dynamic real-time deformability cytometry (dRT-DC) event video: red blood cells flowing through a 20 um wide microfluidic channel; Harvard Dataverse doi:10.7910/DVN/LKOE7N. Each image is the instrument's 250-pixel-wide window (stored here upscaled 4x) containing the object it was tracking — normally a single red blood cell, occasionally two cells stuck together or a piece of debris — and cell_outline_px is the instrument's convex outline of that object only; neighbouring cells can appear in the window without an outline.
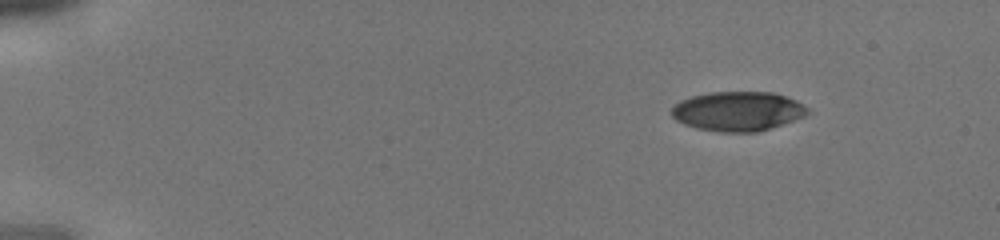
{"species": "human", "species_latin": "Homo sapiens", "temperature_condition": "cold", "stored_images_in_passage": 37, "camera_frame_rate_fps": 3000, "um_per_image_px": 0.085, "donor": {"sex": "male"}, "frame": {"image": 1, "passage_image": 1, "time_ms": 0.0, "image_size_px": [1000, 240], "cell_outline_px": [[812, 112], [804, 116], [756, 132], [720, 132], [696, 128], [684, 124], [676, 120], [672, 116], [672, 108], [680, 100], [692, 96], [708, 92], [772, 92], [796, 100], [804, 104]], "centroid_in_image_um": [62.71, 9.45], "position_along_channel_um": 22.3, "area_um2": 31.15}}
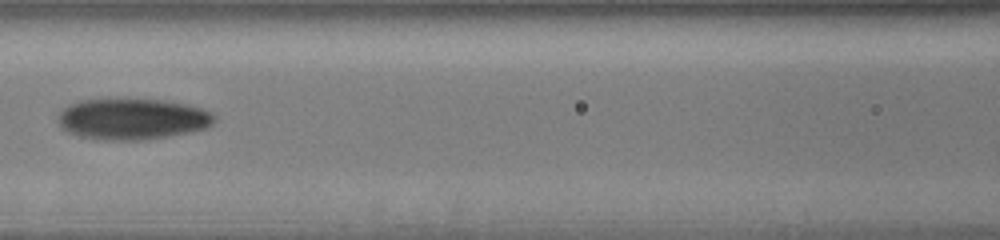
{"frame": {"image": 2, "passage_image": 16, "time_ms": 5.0, "image_size_px": [1000, 240], "cell_outline_px": [[216, 120], [212, 124], [204, 128], [164, 136], [140, 140], [104, 140], [80, 136], [68, 132], [60, 128], [60, 112], [68, 104], [80, 100], [160, 100], [188, 104], [212, 112], [216, 116]], "centroid_in_image_um": [11.24, 10.11], "position_along_channel_um": 155.4, "area_um2": 36.82}}
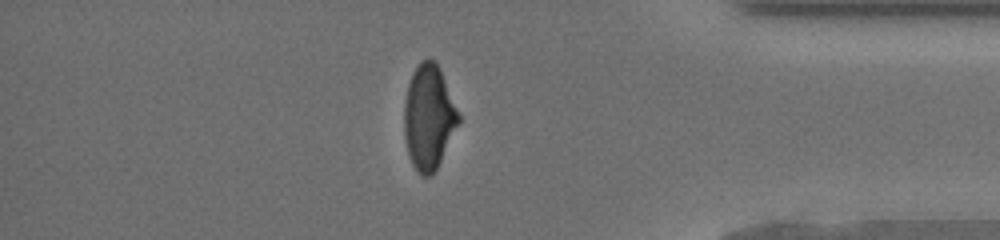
{"frame": {"image": 3, "passage_image": 32, "time_ms": 10.333, "image_size_px": [1000, 240], "cell_outline_px": [[460, 120], [436, 168], [428, 176], [424, 176], [412, 164], [408, 152], [404, 136], [404, 104], [408, 84], [412, 72], [420, 60], [428, 56], [440, 68], [460, 116]], "centroid_in_image_um": [36.42, 9.89], "position_along_channel_um": 398.8, "area_um2": 32.66}}